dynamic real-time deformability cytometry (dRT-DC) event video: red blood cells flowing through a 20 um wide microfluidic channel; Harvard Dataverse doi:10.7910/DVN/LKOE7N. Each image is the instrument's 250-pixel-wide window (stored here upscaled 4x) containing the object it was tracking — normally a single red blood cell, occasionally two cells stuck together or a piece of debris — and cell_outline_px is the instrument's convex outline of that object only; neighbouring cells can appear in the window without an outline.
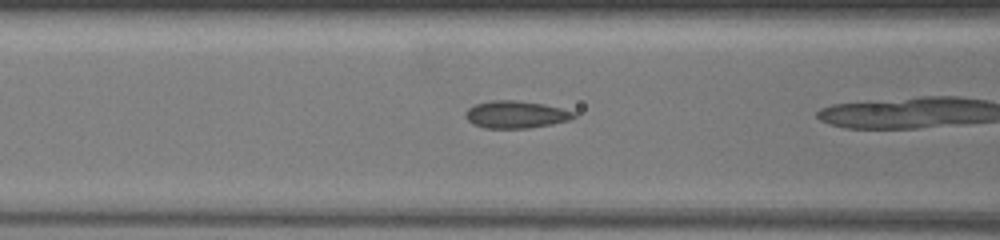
{"species": "common noctule bat (a hibernating species)", "species_latin": "Nyctalus noctula", "temperature_condition": "warm", "stored_images_in_passage": 15, "camera_frame_rate_fps": 3000, "um_per_image_px": 0.085, "animal": {"sex": "female", "body_mass_g": 19.5, "forearm_length_mm": 54.1}, "frame": {"image": 1, "passage_image": 7, "time_ms": 2.0, "image_size_px": [1000, 240], "cell_outline_px": [[576, 116], [568, 120], [552, 124], [528, 128], [484, 128], [472, 124], [464, 116], [464, 112], [468, 108], [476, 104], [492, 100], [516, 100], [544, 104], [576, 112]], "centroid_in_image_um": [43.81, 9.73], "position_along_channel_um": 122.8, "area_um2": 17.28}}
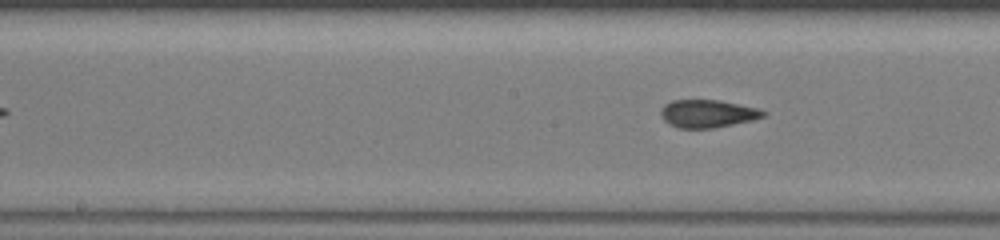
{"frame": {"image": 2, "passage_image": 13, "time_ms": 4.0, "image_size_px": [1000, 240], "cell_outline_px": [[768, 112], [764, 116], [752, 120], [712, 128], [676, 128], [668, 124], [660, 116], [660, 112], [664, 104], [672, 100], [720, 100], [760, 108]], "centroid_in_image_um": [60.14, 9.65], "position_along_channel_um": 188.1, "area_um2": 16.76}}